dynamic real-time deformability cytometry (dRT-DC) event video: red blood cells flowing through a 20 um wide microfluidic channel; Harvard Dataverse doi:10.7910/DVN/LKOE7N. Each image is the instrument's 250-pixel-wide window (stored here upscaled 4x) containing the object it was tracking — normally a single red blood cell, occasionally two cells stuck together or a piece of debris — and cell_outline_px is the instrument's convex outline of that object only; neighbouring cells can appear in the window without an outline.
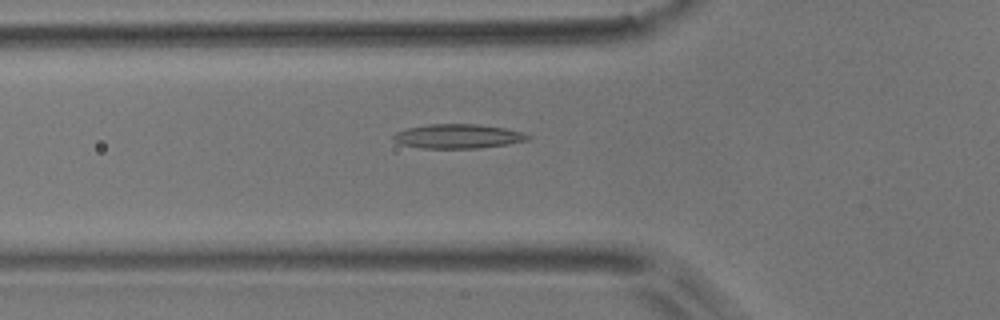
{"species": "common noctule bat (a hibernating species)", "species_latin": "Nyctalus noctula", "temperature_condition": "room temperature", "stored_images_in_passage": 15, "camera_frame_rate_fps": 3000, "um_per_image_px": 0.085, "animal": {"sex": "male", "body_mass_g": 17.9}, "frame": {"image": 1, "passage_image": 7, "time_ms": 2.0, "image_size_px": [1000, 320], "cell_outline_px": [[532, 136], [528, 140], [508, 144], [476, 148], [420, 148], [400, 144], [392, 140], [392, 136], [396, 132], [404, 128], [428, 124], [480, 124], [504, 128], [524, 132]], "centroid_in_image_um": [38.9, 11.57], "position_along_channel_um": 86.9, "area_um2": 19.25}}
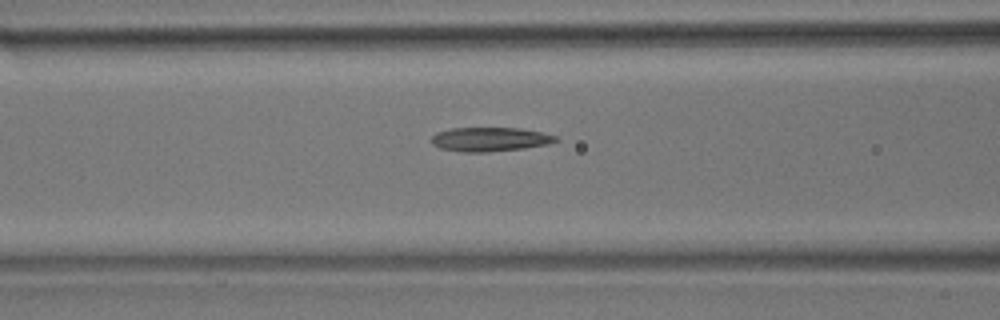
{"frame": {"image": 2, "passage_image": 10, "time_ms": 3.0, "image_size_px": [1000, 320], "cell_outline_px": [[560, 140], [548, 144], [524, 148], [488, 152], [460, 152], [440, 148], [432, 144], [428, 140], [436, 132], [452, 128], [520, 128], [540, 132], [556, 136]], "centroid_in_image_um": [41.6, 11.84], "position_along_channel_um": 125.0, "area_um2": 17.57}}